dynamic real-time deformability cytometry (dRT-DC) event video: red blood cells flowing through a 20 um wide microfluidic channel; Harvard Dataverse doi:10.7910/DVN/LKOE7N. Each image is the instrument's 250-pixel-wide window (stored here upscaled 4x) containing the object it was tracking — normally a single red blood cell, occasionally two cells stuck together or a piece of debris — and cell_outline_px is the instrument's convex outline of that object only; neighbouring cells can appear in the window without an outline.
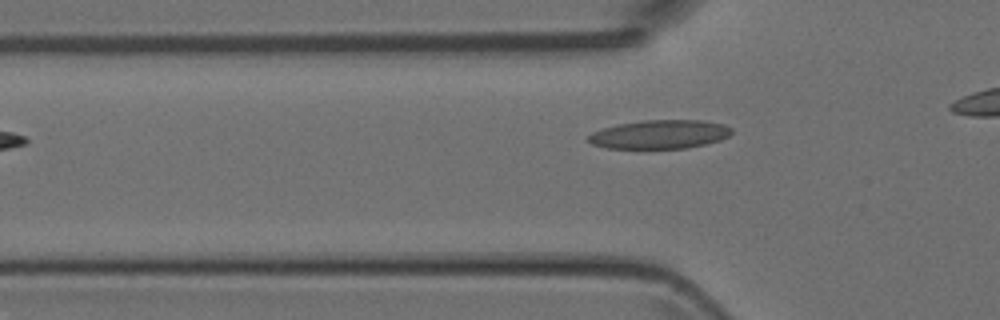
{"species": "Egyptian fruit bat (a non-hibernating species)", "species_latin": "Rousettus aegyptiacus", "temperature_condition": "room temperature", "stored_images_in_passage": 3, "camera_frame_rate_fps": 3000, "um_per_image_px": 0.085, "animal": {"sex": "female"}, "frame": {"image": 1, "passage_image": 3, "time_ms": 2.333, "image_size_px": [1000, 320], "cell_outline_px": [[732, 132], [728, 136], [720, 140], [704, 144], [684, 148], [608, 148], [592, 144], [588, 140], [588, 136], [592, 132], [604, 128], [620, 124], [644, 120], [704, 120], [724, 124], [732, 128]], "centroid_in_image_um": [56.1, 11.41], "position_along_channel_um": 69.7, "area_um2": 23.81}}